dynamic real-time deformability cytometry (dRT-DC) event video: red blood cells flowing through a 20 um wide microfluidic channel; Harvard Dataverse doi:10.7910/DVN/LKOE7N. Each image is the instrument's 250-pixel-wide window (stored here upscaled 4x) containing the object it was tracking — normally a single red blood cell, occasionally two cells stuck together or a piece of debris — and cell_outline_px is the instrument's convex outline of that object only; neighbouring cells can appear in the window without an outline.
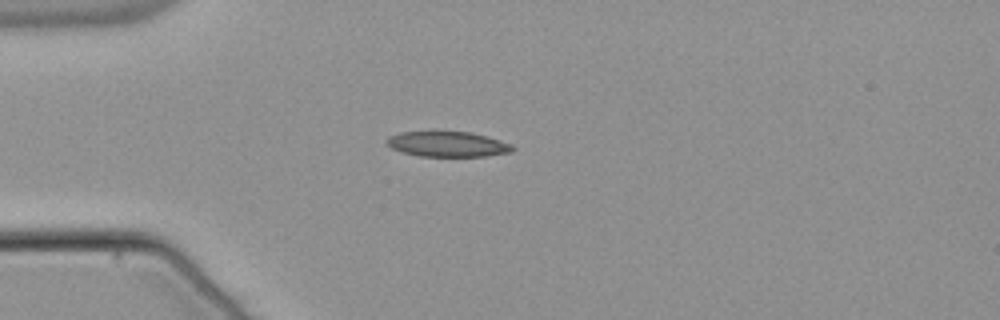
{"species": "common noctule bat (a hibernating species)", "species_latin": "Nyctalus noctula", "temperature_condition": "warm", "stored_images_in_passage": 40, "camera_frame_rate_fps": 3000, "um_per_image_px": 0.085, "animal": {"sex": "male", "body_mass_g": 21.5, "forearm_length_mm": 52.0}, "frame": {"image": 1, "passage_image": 1, "time_ms": 0.0, "image_size_px": [1000, 320], "cell_outline_px": [[516, 148], [512, 152], [484, 156], [420, 156], [404, 152], [392, 148], [384, 140], [388, 136], [400, 132], [472, 132], [488, 136], [512, 144]], "centroid_in_image_um": [38.08, 12.25], "position_along_channel_um": 46.9, "area_um2": 18.5}}
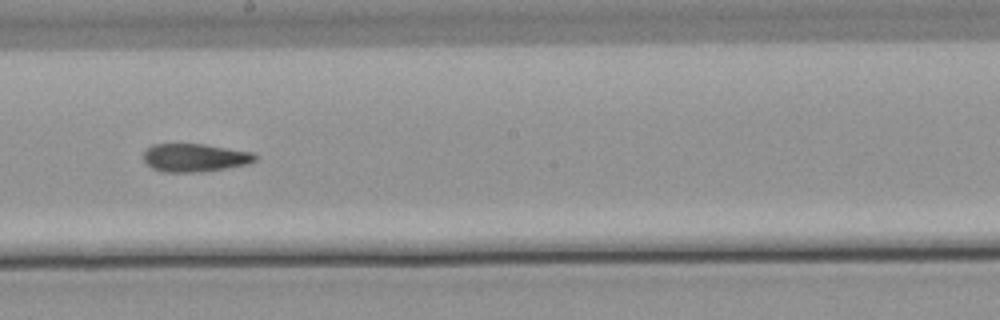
{"frame": {"image": 2, "passage_image": 17, "time_ms": 5.333, "image_size_px": [1000, 320], "cell_outline_px": [[256, 160], [248, 164], [224, 168], [192, 172], [164, 172], [152, 168], [144, 160], [144, 152], [152, 144], [204, 144], [252, 152], [256, 156]], "centroid_in_image_um": [16.55, 13.39], "position_along_channel_um": 231.7, "area_um2": 18.03}}
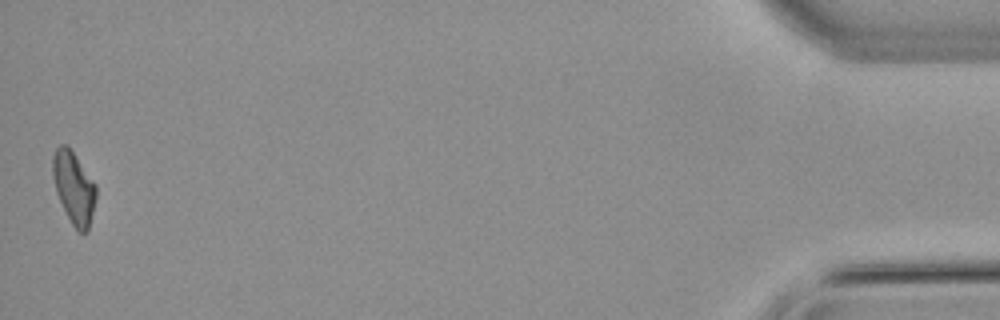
{"frame": {"image": 3, "passage_image": 40, "time_ms": 13.0, "image_size_px": [1000, 320], "cell_outline_px": [[96, 200], [88, 232], [80, 232], [72, 224], [56, 192], [52, 176], [52, 156], [56, 148], [60, 144], [68, 144], [96, 184]], "centroid_in_image_um": [6.28, 15.91], "position_along_channel_um": 428.9, "area_um2": 18.32}, "authors_computed_cell_mechanics": {"area_um2": 18.4093, "velocity_mm_per_s": 3.8138, "shape_relaxation_time_tau1_ms": null, "shape_relaxation_time_tau2_ms": 4.7245, "deformation_change_tau1": null, "deformation_change_tau2": 0.1322}}